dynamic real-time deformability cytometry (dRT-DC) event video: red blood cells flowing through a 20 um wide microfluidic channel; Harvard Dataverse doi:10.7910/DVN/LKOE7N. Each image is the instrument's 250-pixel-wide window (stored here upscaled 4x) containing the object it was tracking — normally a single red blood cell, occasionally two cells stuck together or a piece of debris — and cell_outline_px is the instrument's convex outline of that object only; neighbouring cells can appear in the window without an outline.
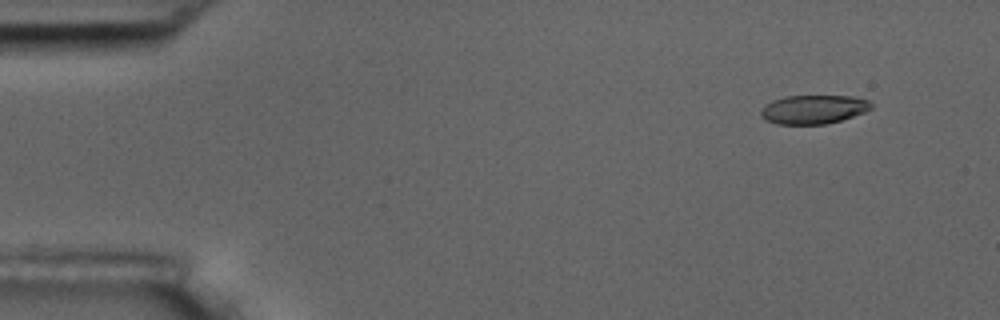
{"species": "common noctule bat (a hibernating species)", "species_latin": "Nyctalus noctula", "temperature_condition": "room temperature", "stored_images_in_passage": 7, "camera_frame_rate_fps": 3000, "um_per_image_px": 0.085, "animal": {"sex": "male", "body_mass_g": 17.5, "forearm_length_mm": 52.3}, "frame": {"image": 1, "passage_image": 2, "time_ms": 1.333, "image_size_px": [1000, 320], "cell_outline_px": [[872, 108], [864, 112], [840, 120], [824, 124], [776, 124], [764, 120], [760, 116], [760, 108], [764, 104], [772, 100], [784, 96], [852, 96], [868, 100], [872, 104]], "centroid_in_image_um": [69.08, 9.29], "position_along_channel_um": 15.9, "area_um2": 18.67}}
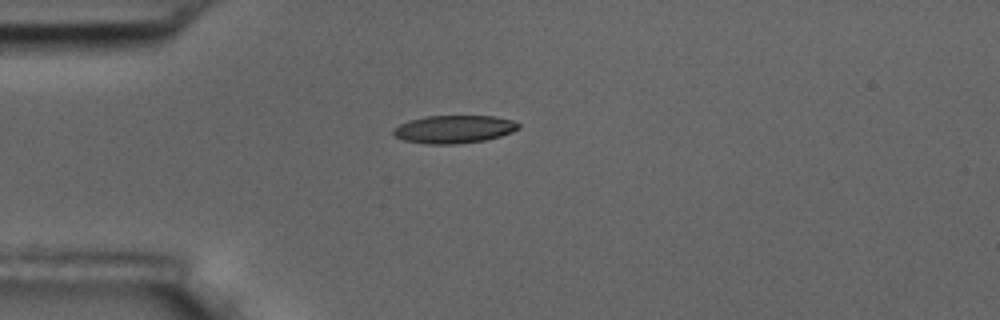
{"frame": {"image": 2, "passage_image": 5, "time_ms": 4.667, "image_size_px": [1000, 320], "cell_outline_px": [[520, 128], [512, 132], [500, 136], [484, 140], [456, 144], [428, 144], [404, 140], [396, 136], [392, 132], [400, 124], [408, 120], [424, 116], [492, 116], [512, 120], [520, 124]], "centroid_in_image_um": [38.6, 10.98], "position_along_channel_um": 46.4, "area_um2": 20.23}}
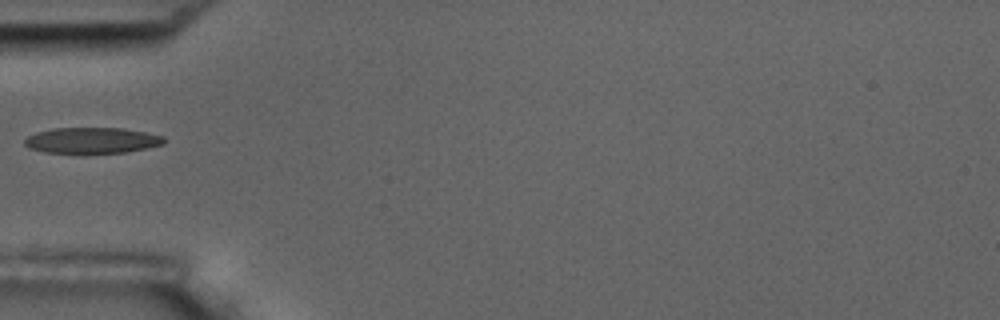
{"frame": {"image": 3, "passage_image": 6, "time_ms": 6.0, "image_size_px": [1000, 320], "cell_outline_px": [[164, 144], [124, 152], [80, 156], [44, 152], [28, 148], [24, 144], [24, 140], [28, 136], [36, 132], [52, 128], [124, 128], [164, 136]], "centroid_in_image_um": [7.74, 11.97], "position_along_channel_um": 77.3, "area_um2": 21.85}}